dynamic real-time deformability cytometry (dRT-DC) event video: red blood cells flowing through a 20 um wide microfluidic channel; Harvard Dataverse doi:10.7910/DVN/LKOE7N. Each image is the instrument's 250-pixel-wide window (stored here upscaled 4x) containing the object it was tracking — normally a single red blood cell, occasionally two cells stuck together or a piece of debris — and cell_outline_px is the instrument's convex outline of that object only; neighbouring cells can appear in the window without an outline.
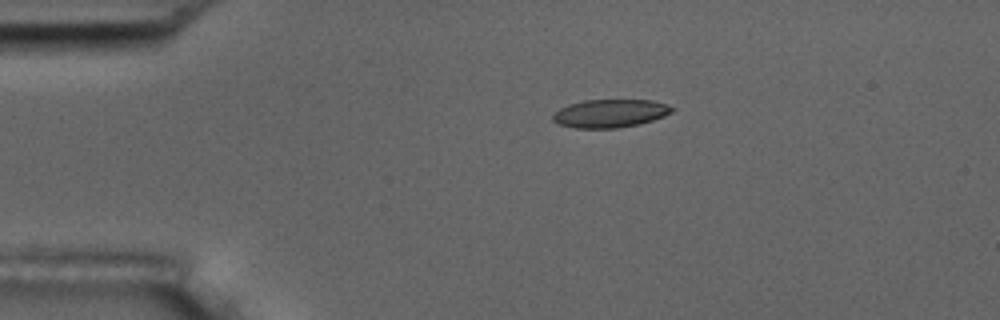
{"species": "common noctule bat (a hibernating species)", "species_latin": "Nyctalus noctula", "temperature_condition": "room temperature", "stored_images_in_passage": 37, "camera_frame_rate_fps": 3000, "um_per_image_px": 0.085, "animal": {"sex": "male", "body_mass_g": 17.5, "forearm_length_mm": 52.3}, "frame": {"image": 1, "passage_image": 1, "time_ms": 0.0, "image_size_px": [1000, 320], "cell_outline_px": [[676, 108], [672, 112], [664, 116], [640, 124], [616, 128], [576, 128], [556, 124], [552, 120], [552, 116], [560, 108], [568, 104], [584, 100], [652, 100]], "centroid_in_image_um": [51.84, 9.64], "position_along_channel_um": 33.2, "area_um2": 19.59}}
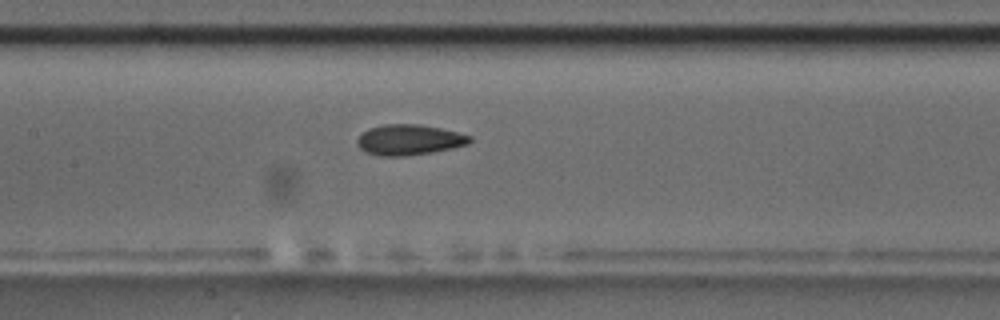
{"frame": {"image": 2, "passage_image": 16, "time_ms": 5.0, "image_size_px": [1000, 320], "cell_outline_px": [[472, 140], [468, 144], [452, 148], [432, 152], [404, 156], [380, 156], [364, 152], [356, 144], [356, 140], [368, 128], [384, 124], [420, 124], [440, 128], [472, 136]], "centroid_in_image_um": [34.76, 11.88], "position_along_channel_um": 172.6, "area_um2": 20.06}}
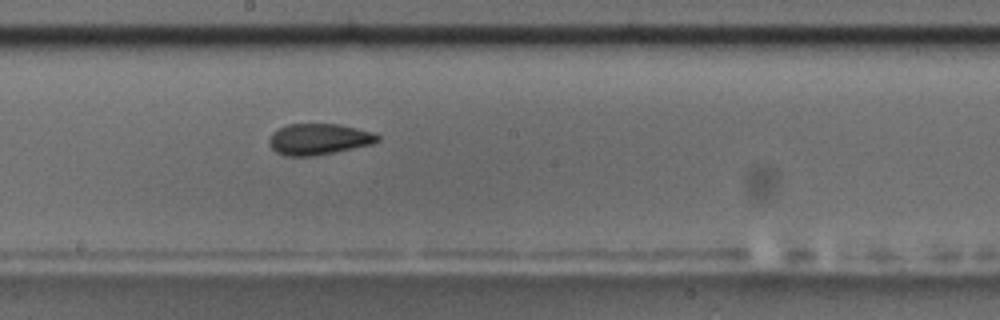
{"frame": {"image": 3, "passage_image": 20, "time_ms": 6.333, "image_size_px": [1000, 320], "cell_outline_px": [[380, 140], [372, 144], [316, 156], [284, 156], [276, 152], [268, 144], [268, 140], [272, 132], [288, 124], [340, 124], [376, 132], [380, 136]], "centroid_in_image_um": [27.11, 11.83], "position_along_channel_um": 221.1, "area_um2": 19.94}, "authors_computed_cell_mechanics": {"area_um2": 19.8254, "velocity_mm_per_s": 3.6642, "shape_relaxation_time_tau1_ms": 9.1462, "shape_relaxation_time_tau2_ms": 2.0945, "deformation_change_tau1": 0.1769, "deformation_change_tau2": 0.0749}}